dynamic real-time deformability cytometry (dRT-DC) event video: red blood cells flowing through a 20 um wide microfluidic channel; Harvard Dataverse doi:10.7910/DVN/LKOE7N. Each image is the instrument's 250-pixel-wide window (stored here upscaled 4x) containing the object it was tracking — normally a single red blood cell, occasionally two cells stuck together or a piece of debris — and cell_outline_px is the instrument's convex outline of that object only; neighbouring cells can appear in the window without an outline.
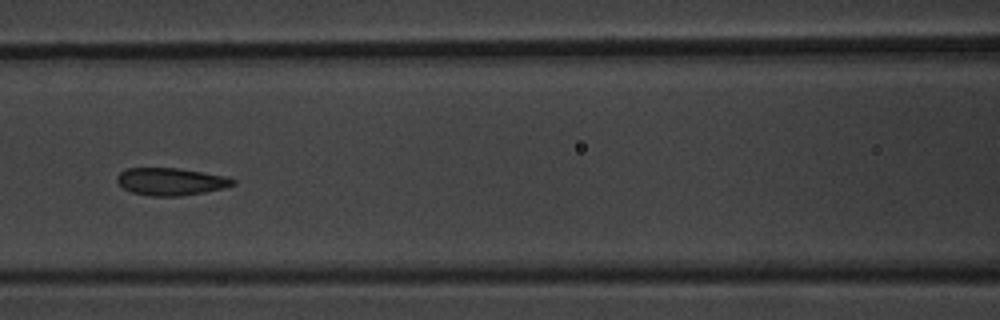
{"species": "common noctule bat (a hibernating species)", "species_latin": "Nyctalus noctula", "temperature_condition": "warm", "stored_images_in_passage": 9, "segment_of_instrument_passage": [1, 2], "camera_frame_rate_fps": 3000, "um_per_image_px": 0.085, "animal": {"sex": "male", "body_mass_g": 20.1, "forearm_length_mm": 53.5}, "frame": {"image": 1, "passage_image": 6, "time_ms": 5.667, "image_size_px": [1000, 320], "cell_outline_px": [[236, 184], [224, 188], [204, 192], [180, 196], [148, 196], [132, 192], [124, 188], [116, 180], [116, 176], [120, 172], [128, 168], [176, 168], [228, 176], [236, 180]], "centroid_in_image_um": [14.54, 15.43], "position_along_channel_um": 152.1, "area_um2": 18.55}}
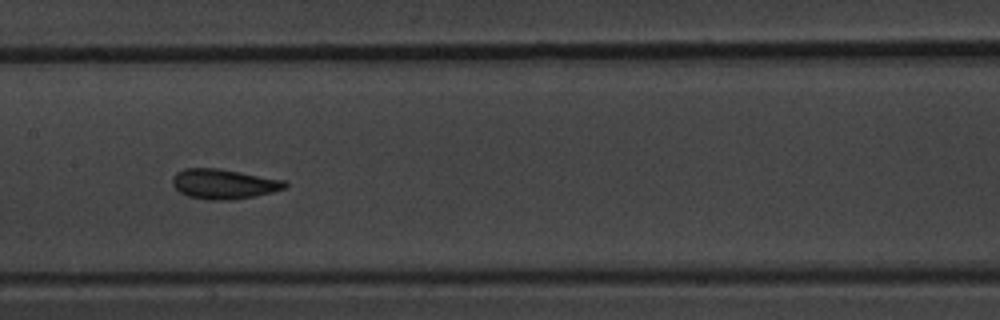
{"frame": {"image": 2, "passage_image": 7, "time_ms": 6.667, "image_size_px": [1000, 320], "cell_outline_px": [[288, 184], [284, 188], [272, 192], [256, 196], [232, 200], [208, 200], [188, 196], [180, 192], [172, 184], [172, 176], [176, 172], [184, 168], [220, 168], [284, 180]], "centroid_in_image_um": [19.0, 15.63], "position_along_channel_um": 188.4, "area_um2": 19.71}}
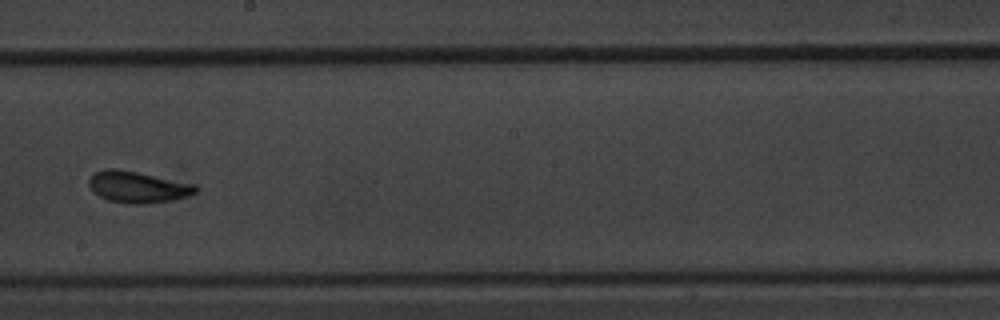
{"frame": {"image": 3, "passage_image": 8, "time_ms": 8.0, "image_size_px": [1000, 320], "cell_outline_px": [[200, 188], [196, 192], [188, 196], [172, 200], [144, 204], [128, 204], [108, 200], [92, 192], [88, 184], [88, 180], [92, 172], [104, 168], [116, 168], [196, 184]], "centroid_in_image_um": [11.67, 15.89], "position_along_channel_um": 236.5, "area_um2": 19.83}}